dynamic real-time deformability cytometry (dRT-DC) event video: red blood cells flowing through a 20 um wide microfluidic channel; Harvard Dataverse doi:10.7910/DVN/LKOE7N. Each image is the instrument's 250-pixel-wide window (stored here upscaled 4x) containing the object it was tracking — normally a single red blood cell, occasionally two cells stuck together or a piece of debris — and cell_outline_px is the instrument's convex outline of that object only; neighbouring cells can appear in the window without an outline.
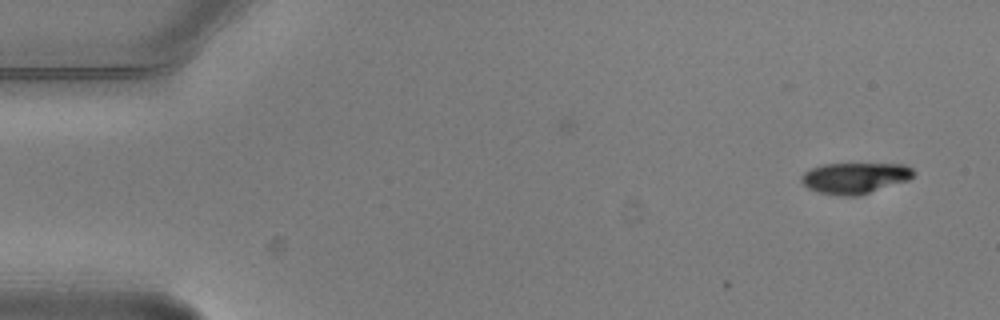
{"species": "common noctule bat (a hibernating species)", "species_latin": "Nyctalus noctula", "temperature_condition": "warm", "stored_images_in_passage": 2, "camera_frame_rate_fps": 3000, "um_per_image_px": 0.085, "animal": {"sex": "male", "body_mass_g": 20.5, "forearm_length_mm": 52.5}, "frame": {"image": 1, "passage_image": 1, "time_ms": 0.0, "image_size_px": [1000, 320], "cell_outline_px": [[916, 172], [908, 180], [860, 196], [840, 196], [820, 192], [808, 188], [800, 180], [800, 176], [804, 172], [812, 168], [824, 164], [904, 164], [912, 168]], "centroid_in_image_um": [72.67, 15.13], "position_along_channel_um": 12.3, "area_um2": 20.29}}
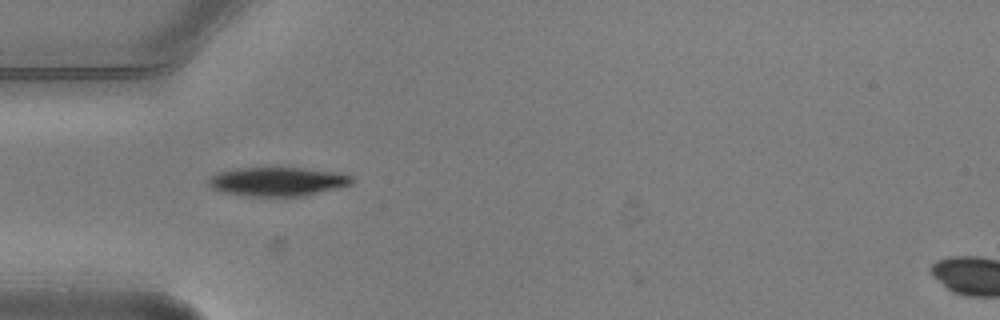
{"frame": {"image": 2, "passage_image": 2, "time_ms": 0.333, "image_size_px": [1000, 320], "cell_outline_px": [[352, 184], [308, 196], [248, 196], [224, 192], [212, 188], [208, 184], [208, 180], [216, 172], [236, 168], [304, 168], [344, 172], [352, 176]], "centroid_in_image_um": [23.64, 15.43], "position_along_channel_um": 61.4, "area_um2": 24.39}}